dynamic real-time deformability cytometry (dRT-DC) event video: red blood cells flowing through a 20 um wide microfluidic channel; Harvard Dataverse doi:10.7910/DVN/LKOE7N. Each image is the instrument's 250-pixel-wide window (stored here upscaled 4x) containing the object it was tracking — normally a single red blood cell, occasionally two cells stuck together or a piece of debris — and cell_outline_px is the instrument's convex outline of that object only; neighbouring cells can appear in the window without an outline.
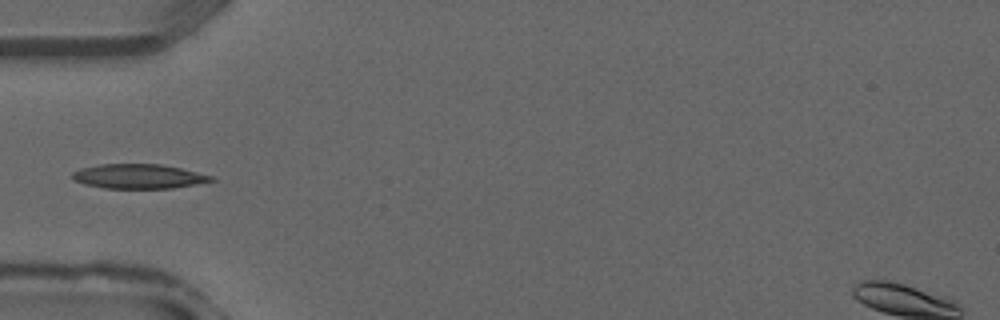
{"species": "common noctule bat (a hibernating species)", "species_latin": "Nyctalus noctula", "temperature_condition": "warm", "stored_images_in_passage": 27, "camera_frame_rate_fps": 3000, "um_per_image_px": 0.085, "animal": {"sex": "male", "forearm_length_mm": 52.5}, "frame": {"image": 1, "passage_image": 2, "time_ms": 0.333, "image_size_px": [1000, 320], "cell_outline_px": [[216, 180], [196, 184], [172, 188], [104, 188], [84, 184], [76, 180], [72, 176], [72, 172], [80, 168], [100, 164], [160, 164], [180, 168], [212, 176]], "centroid_in_image_um": [11.77, 14.99], "position_along_channel_um": 73.2, "area_um2": 19.65}}
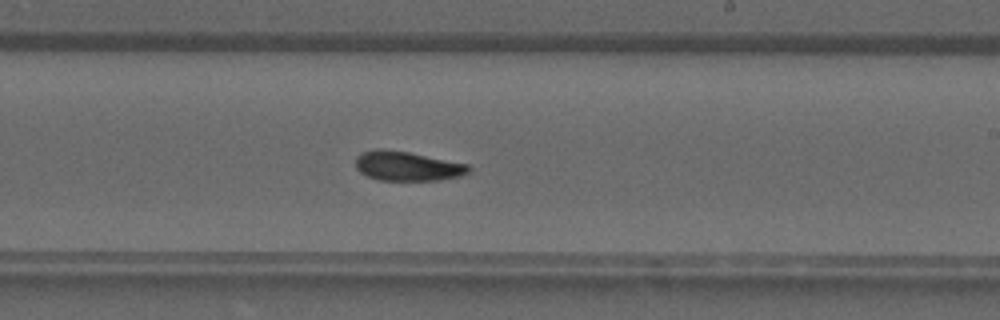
{"frame": {"image": 2, "passage_image": 12, "time_ms": 3.667, "image_size_px": [1000, 320], "cell_outline_px": [[472, 172], [460, 176], [440, 180], [376, 180], [360, 172], [356, 168], [356, 156], [360, 152], [376, 148], [380, 148], [408, 152], [468, 164], [472, 168]], "centroid_in_image_um": [34.62, 14.11], "position_along_channel_um": 254.4, "area_um2": 19.59}}
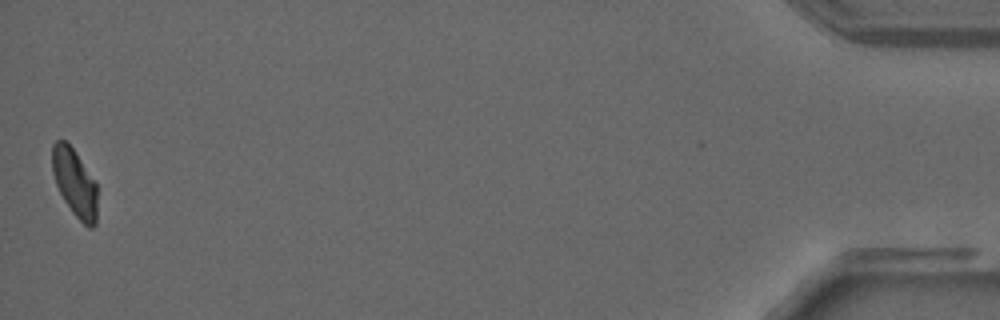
{"frame": {"image": 3, "passage_image": 27, "time_ms": 8.667, "image_size_px": [1000, 320], "cell_outline_px": [[96, 224], [92, 228], [88, 228], [72, 212], [64, 200], [56, 184], [52, 172], [52, 144], [56, 140], [64, 140], [72, 148], [96, 180]], "centroid_in_image_um": [6.35, 15.53], "position_along_channel_um": 428.9, "area_um2": 17.74}}